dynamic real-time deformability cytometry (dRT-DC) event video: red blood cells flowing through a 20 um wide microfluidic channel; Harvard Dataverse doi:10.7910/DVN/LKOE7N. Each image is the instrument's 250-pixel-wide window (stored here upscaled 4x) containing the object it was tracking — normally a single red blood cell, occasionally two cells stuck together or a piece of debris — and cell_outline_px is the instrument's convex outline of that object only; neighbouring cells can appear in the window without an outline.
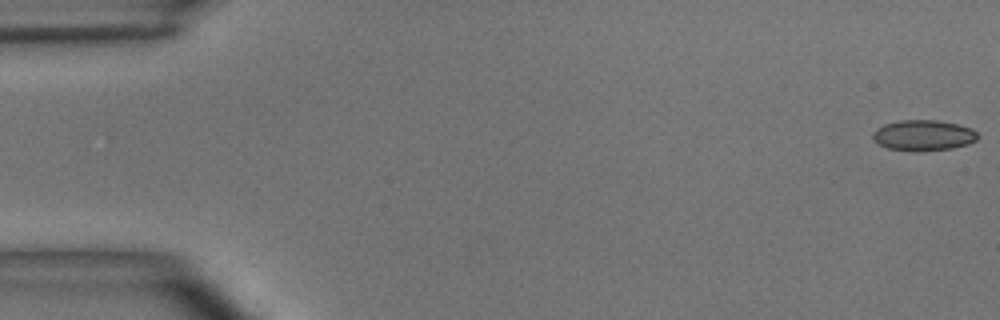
{"species": "common noctule bat (a hibernating species)", "species_latin": "Nyctalus noctula", "temperature_condition": "room temperature", "stored_images_in_passage": 16, "camera_frame_rate_fps": 3000, "um_per_image_px": 0.085, "animal": {"sex": "male", "body_mass_g": 15.6}, "frame": {"image": 1, "passage_image": 1, "time_ms": 0.0, "image_size_px": [1000, 320], "cell_outline_px": [[980, 136], [976, 140], [968, 144], [952, 148], [888, 148], [880, 144], [872, 136], [872, 132], [876, 128], [884, 124], [900, 120], [936, 120], [960, 124], [972, 128]], "centroid_in_image_um": [78.54, 11.44], "position_along_channel_um": 6.5, "area_um2": 17.98}}
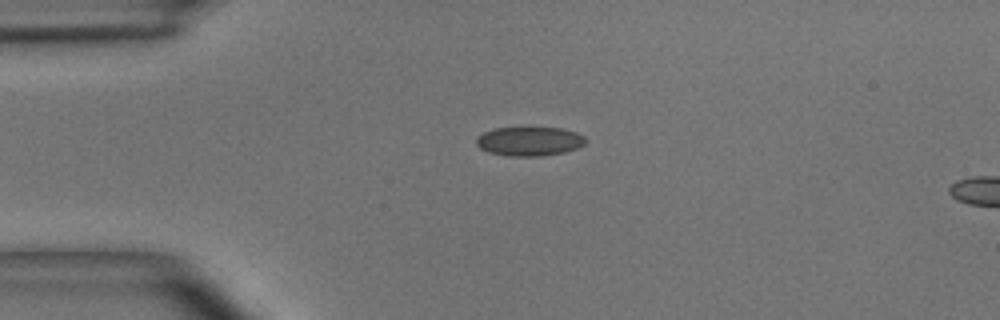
{"frame": {"image": 2, "passage_image": 13, "time_ms": 4.0, "image_size_px": [1000, 320], "cell_outline_px": [[588, 140], [584, 144], [576, 148], [564, 152], [540, 156], [508, 156], [488, 152], [480, 148], [476, 144], [476, 136], [492, 128], [560, 128], [576, 132], [584, 136]], "centroid_in_image_um": [44.98, 12.01], "position_along_channel_um": 40.0, "area_um2": 18.55}}